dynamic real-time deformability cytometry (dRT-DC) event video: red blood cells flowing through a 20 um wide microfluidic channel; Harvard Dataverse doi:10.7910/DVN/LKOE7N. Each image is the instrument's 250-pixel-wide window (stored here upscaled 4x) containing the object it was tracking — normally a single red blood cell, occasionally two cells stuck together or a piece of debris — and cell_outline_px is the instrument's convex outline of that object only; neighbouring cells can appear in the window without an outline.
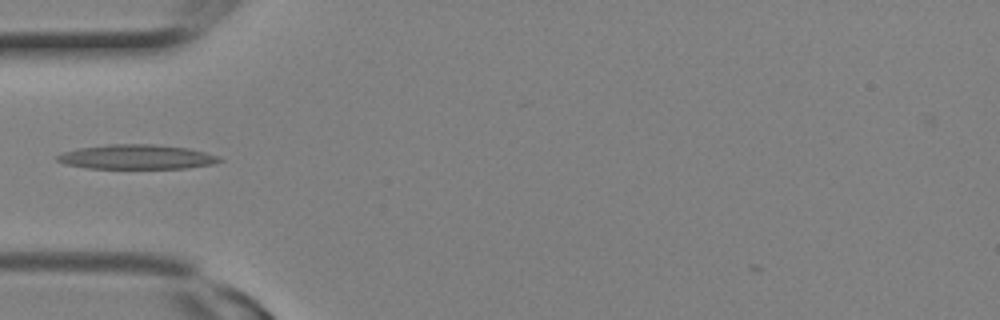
{"species": "Egyptian fruit bat (a non-hibernating species)", "species_latin": "Rousettus aegyptiacus", "temperature_condition": "room temperature", "stored_images_in_passage": 2, "camera_frame_rate_fps": 3000, "um_per_image_px": 0.085, "animal": {"sex": "female"}, "frame": {"image": 1, "passage_image": 1, "time_ms": 0.0, "image_size_px": [1000, 320], "cell_outline_px": [[224, 160], [212, 164], [184, 168], [88, 168], [64, 164], [56, 160], [56, 156], [64, 152], [76, 148], [108, 144], [152, 144], [188, 148], [220, 156]], "centroid_in_image_um": [11.6, 13.33], "position_along_channel_um": 73.4, "area_um2": 23.18}}